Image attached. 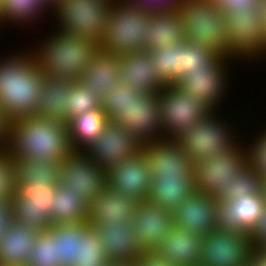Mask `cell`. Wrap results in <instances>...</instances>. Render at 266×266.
Returning a JSON list of instances; mask_svg holds the SVG:
<instances>
[{
	"instance_id": "obj_40",
	"label": "cell",
	"mask_w": 266,
	"mask_h": 266,
	"mask_svg": "<svg viewBox=\"0 0 266 266\" xmlns=\"http://www.w3.org/2000/svg\"><path fill=\"white\" fill-rule=\"evenodd\" d=\"M262 176L247 166L238 175L234 176L227 185L215 196L217 199L235 200L239 196L261 194Z\"/></svg>"
},
{
	"instance_id": "obj_48",
	"label": "cell",
	"mask_w": 266,
	"mask_h": 266,
	"mask_svg": "<svg viewBox=\"0 0 266 266\" xmlns=\"http://www.w3.org/2000/svg\"><path fill=\"white\" fill-rule=\"evenodd\" d=\"M253 248L266 246V202L255 226L249 232Z\"/></svg>"
},
{
	"instance_id": "obj_29",
	"label": "cell",
	"mask_w": 266,
	"mask_h": 266,
	"mask_svg": "<svg viewBox=\"0 0 266 266\" xmlns=\"http://www.w3.org/2000/svg\"><path fill=\"white\" fill-rule=\"evenodd\" d=\"M38 234L13 220L0 238V266H26Z\"/></svg>"
},
{
	"instance_id": "obj_13",
	"label": "cell",
	"mask_w": 266,
	"mask_h": 266,
	"mask_svg": "<svg viewBox=\"0 0 266 266\" xmlns=\"http://www.w3.org/2000/svg\"><path fill=\"white\" fill-rule=\"evenodd\" d=\"M59 183L90 205L107 186L106 171L83 150H72L59 165Z\"/></svg>"
},
{
	"instance_id": "obj_2",
	"label": "cell",
	"mask_w": 266,
	"mask_h": 266,
	"mask_svg": "<svg viewBox=\"0 0 266 266\" xmlns=\"http://www.w3.org/2000/svg\"><path fill=\"white\" fill-rule=\"evenodd\" d=\"M47 30L45 36L41 32L38 36L40 38L42 35L40 39L36 38L34 43L28 44L31 45L29 48L33 51L43 75L71 81L80 80L87 65L100 50L98 43L53 29Z\"/></svg>"
},
{
	"instance_id": "obj_11",
	"label": "cell",
	"mask_w": 266,
	"mask_h": 266,
	"mask_svg": "<svg viewBox=\"0 0 266 266\" xmlns=\"http://www.w3.org/2000/svg\"><path fill=\"white\" fill-rule=\"evenodd\" d=\"M57 185L47 183H20L12 203V219L23 227L45 232L53 225L51 212Z\"/></svg>"
},
{
	"instance_id": "obj_36",
	"label": "cell",
	"mask_w": 266,
	"mask_h": 266,
	"mask_svg": "<svg viewBox=\"0 0 266 266\" xmlns=\"http://www.w3.org/2000/svg\"><path fill=\"white\" fill-rule=\"evenodd\" d=\"M185 39L175 45L149 51L153 58V68L159 80L165 85L176 84L180 80L182 49Z\"/></svg>"
},
{
	"instance_id": "obj_39",
	"label": "cell",
	"mask_w": 266,
	"mask_h": 266,
	"mask_svg": "<svg viewBox=\"0 0 266 266\" xmlns=\"http://www.w3.org/2000/svg\"><path fill=\"white\" fill-rule=\"evenodd\" d=\"M224 57L200 44L191 43L185 40L182 49L180 79L197 69H214Z\"/></svg>"
},
{
	"instance_id": "obj_45",
	"label": "cell",
	"mask_w": 266,
	"mask_h": 266,
	"mask_svg": "<svg viewBox=\"0 0 266 266\" xmlns=\"http://www.w3.org/2000/svg\"><path fill=\"white\" fill-rule=\"evenodd\" d=\"M124 2L147 10L150 14L176 11L183 0H123Z\"/></svg>"
},
{
	"instance_id": "obj_38",
	"label": "cell",
	"mask_w": 266,
	"mask_h": 266,
	"mask_svg": "<svg viewBox=\"0 0 266 266\" xmlns=\"http://www.w3.org/2000/svg\"><path fill=\"white\" fill-rule=\"evenodd\" d=\"M88 225L53 224L47 231L58 239V259L60 266H69L77 260L78 234Z\"/></svg>"
},
{
	"instance_id": "obj_35",
	"label": "cell",
	"mask_w": 266,
	"mask_h": 266,
	"mask_svg": "<svg viewBox=\"0 0 266 266\" xmlns=\"http://www.w3.org/2000/svg\"><path fill=\"white\" fill-rule=\"evenodd\" d=\"M15 162L17 166V178L20 183L59 184V162L42 161L27 157L16 158Z\"/></svg>"
},
{
	"instance_id": "obj_16",
	"label": "cell",
	"mask_w": 266,
	"mask_h": 266,
	"mask_svg": "<svg viewBox=\"0 0 266 266\" xmlns=\"http://www.w3.org/2000/svg\"><path fill=\"white\" fill-rule=\"evenodd\" d=\"M142 143L123 126L108 121L100 136L83 151L108 171L116 164L134 158L142 150Z\"/></svg>"
},
{
	"instance_id": "obj_47",
	"label": "cell",
	"mask_w": 266,
	"mask_h": 266,
	"mask_svg": "<svg viewBox=\"0 0 266 266\" xmlns=\"http://www.w3.org/2000/svg\"><path fill=\"white\" fill-rule=\"evenodd\" d=\"M131 263L133 266H177L158 251H142Z\"/></svg>"
},
{
	"instance_id": "obj_22",
	"label": "cell",
	"mask_w": 266,
	"mask_h": 266,
	"mask_svg": "<svg viewBox=\"0 0 266 266\" xmlns=\"http://www.w3.org/2000/svg\"><path fill=\"white\" fill-rule=\"evenodd\" d=\"M137 200L106 186L90 204V225L132 224Z\"/></svg>"
},
{
	"instance_id": "obj_54",
	"label": "cell",
	"mask_w": 266,
	"mask_h": 266,
	"mask_svg": "<svg viewBox=\"0 0 266 266\" xmlns=\"http://www.w3.org/2000/svg\"><path fill=\"white\" fill-rule=\"evenodd\" d=\"M261 193L263 195L264 201L266 202V177L262 178V189Z\"/></svg>"
},
{
	"instance_id": "obj_42",
	"label": "cell",
	"mask_w": 266,
	"mask_h": 266,
	"mask_svg": "<svg viewBox=\"0 0 266 266\" xmlns=\"http://www.w3.org/2000/svg\"><path fill=\"white\" fill-rule=\"evenodd\" d=\"M26 266H60L58 239H54L48 231L39 233Z\"/></svg>"
},
{
	"instance_id": "obj_41",
	"label": "cell",
	"mask_w": 266,
	"mask_h": 266,
	"mask_svg": "<svg viewBox=\"0 0 266 266\" xmlns=\"http://www.w3.org/2000/svg\"><path fill=\"white\" fill-rule=\"evenodd\" d=\"M98 108H101V99L92 90L86 88L80 80H74L66 104L68 121L81 113Z\"/></svg>"
},
{
	"instance_id": "obj_21",
	"label": "cell",
	"mask_w": 266,
	"mask_h": 266,
	"mask_svg": "<svg viewBox=\"0 0 266 266\" xmlns=\"http://www.w3.org/2000/svg\"><path fill=\"white\" fill-rule=\"evenodd\" d=\"M171 212L175 227L196 231L202 236L216 229L217 198L214 195L195 192Z\"/></svg>"
},
{
	"instance_id": "obj_31",
	"label": "cell",
	"mask_w": 266,
	"mask_h": 266,
	"mask_svg": "<svg viewBox=\"0 0 266 266\" xmlns=\"http://www.w3.org/2000/svg\"><path fill=\"white\" fill-rule=\"evenodd\" d=\"M195 192L194 176L151 177L147 200L172 211Z\"/></svg>"
},
{
	"instance_id": "obj_20",
	"label": "cell",
	"mask_w": 266,
	"mask_h": 266,
	"mask_svg": "<svg viewBox=\"0 0 266 266\" xmlns=\"http://www.w3.org/2000/svg\"><path fill=\"white\" fill-rule=\"evenodd\" d=\"M106 180L108 187L137 201L148 198L151 177L148 163L141 152L106 171Z\"/></svg>"
},
{
	"instance_id": "obj_12",
	"label": "cell",
	"mask_w": 266,
	"mask_h": 266,
	"mask_svg": "<svg viewBox=\"0 0 266 266\" xmlns=\"http://www.w3.org/2000/svg\"><path fill=\"white\" fill-rule=\"evenodd\" d=\"M161 131L165 139H176L187 128L202 121L211 110L200 100L187 95L176 84L159 92Z\"/></svg>"
},
{
	"instance_id": "obj_53",
	"label": "cell",
	"mask_w": 266,
	"mask_h": 266,
	"mask_svg": "<svg viewBox=\"0 0 266 266\" xmlns=\"http://www.w3.org/2000/svg\"><path fill=\"white\" fill-rule=\"evenodd\" d=\"M46 5L52 9L56 4L61 3L63 0H43Z\"/></svg>"
},
{
	"instance_id": "obj_26",
	"label": "cell",
	"mask_w": 266,
	"mask_h": 266,
	"mask_svg": "<svg viewBox=\"0 0 266 266\" xmlns=\"http://www.w3.org/2000/svg\"><path fill=\"white\" fill-rule=\"evenodd\" d=\"M49 14L51 9L43 0H0V30H13L17 26L25 30H31L33 26L34 30L35 25L46 20L45 17L51 18Z\"/></svg>"
},
{
	"instance_id": "obj_34",
	"label": "cell",
	"mask_w": 266,
	"mask_h": 266,
	"mask_svg": "<svg viewBox=\"0 0 266 266\" xmlns=\"http://www.w3.org/2000/svg\"><path fill=\"white\" fill-rule=\"evenodd\" d=\"M244 106L245 107H243V109L245 108V111H243V112L246 115V119H247V114H248L249 115L248 118L250 117L249 120L251 121L250 122L247 120V122L245 123L246 125L244 126L245 130H243L242 136H241V138H243V141L245 143L246 150H247L248 166L251 167L254 171H257L262 176V178H265L266 177V123L265 122L261 123L259 121L257 123L256 122L253 123L252 122L253 119L251 120V118H252L251 115L254 113L247 111L248 108H246V106L249 107L247 105V103ZM250 113H251V115H250ZM248 122H249L250 126L253 124H255L256 126L257 125L258 126L261 125V126L259 128H257V130H256V126L253 125V127H255L254 130H252V131L247 130L249 128ZM248 131H250L249 132L250 134L248 133ZM252 132L253 133L255 132V133L252 134Z\"/></svg>"
},
{
	"instance_id": "obj_46",
	"label": "cell",
	"mask_w": 266,
	"mask_h": 266,
	"mask_svg": "<svg viewBox=\"0 0 266 266\" xmlns=\"http://www.w3.org/2000/svg\"><path fill=\"white\" fill-rule=\"evenodd\" d=\"M222 13H236L238 11H255L260 0H210Z\"/></svg>"
},
{
	"instance_id": "obj_28",
	"label": "cell",
	"mask_w": 266,
	"mask_h": 266,
	"mask_svg": "<svg viewBox=\"0 0 266 266\" xmlns=\"http://www.w3.org/2000/svg\"><path fill=\"white\" fill-rule=\"evenodd\" d=\"M144 30L145 51L165 48L185 39L183 24L176 11L151 14Z\"/></svg>"
},
{
	"instance_id": "obj_9",
	"label": "cell",
	"mask_w": 266,
	"mask_h": 266,
	"mask_svg": "<svg viewBox=\"0 0 266 266\" xmlns=\"http://www.w3.org/2000/svg\"><path fill=\"white\" fill-rule=\"evenodd\" d=\"M239 62L236 59L224 58L214 69L191 71L190 74L181 78L176 85L187 95L203 102L211 111L221 110L222 113L226 110L222 106L227 104L225 101L229 98L228 93L233 91L230 90L233 87V85L231 86L233 84L231 79L235 77L231 66L234 67L236 64L242 66L243 64Z\"/></svg>"
},
{
	"instance_id": "obj_27",
	"label": "cell",
	"mask_w": 266,
	"mask_h": 266,
	"mask_svg": "<svg viewBox=\"0 0 266 266\" xmlns=\"http://www.w3.org/2000/svg\"><path fill=\"white\" fill-rule=\"evenodd\" d=\"M121 69L120 56L99 50L87 65L80 81L102 99L119 83Z\"/></svg>"
},
{
	"instance_id": "obj_43",
	"label": "cell",
	"mask_w": 266,
	"mask_h": 266,
	"mask_svg": "<svg viewBox=\"0 0 266 266\" xmlns=\"http://www.w3.org/2000/svg\"><path fill=\"white\" fill-rule=\"evenodd\" d=\"M142 93L133 86L119 81L117 86L110 89L101 99V108L106 113L109 121H111L120 110L138 99Z\"/></svg>"
},
{
	"instance_id": "obj_19",
	"label": "cell",
	"mask_w": 266,
	"mask_h": 266,
	"mask_svg": "<svg viewBox=\"0 0 266 266\" xmlns=\"http://www.w3.org/2000/svg\"><path fill=\"white\" fill-rule=\"evenodd\" d=\"M264 204L262 193L239 196L235 200L217 199L216 229L249 233L264 209Z\"/></svg>"
},
{
	"instance_id": "obj_51",
	"label": "cell",
	"mask_w": 266,
	"mask_h": 266,
	"mask_svg": "<svg viewBox=\"0 0 266 266\" xmlns=\"http://www.w3.org/2000/svg\"><path fill=\"white\" fill-rule=\"evenodd\" d=\"M247 266H266V248H253Z\"/></svg>"
},
{
	"instance_id": "obj_18",
	"label": "cell",
	"mask_w": 266,
	"mask_h": 266,
	"mask_svg": "<svg viewBox=\"0 0 266 266\" xmlns=\"http://www.w3.org/2000/svg\"><path fill=\"white\" fill-rule=\"evenodd\" d=\"M150 177L194 176L193 163L176 139H162L142 145Z\"/></svg>"
},
{
	"instance_id": "obj_44",
	"label": "cell",
	"mask_w": 266,
	"mask_h": 266,
	"mask_svg": "<svg viewBox=\"0 0 266 266\" xmlns=\"http://www.w3.org/2000/svg\"><path fill=\"white\" fill-rule=\"evenodd\" d=\"M17 166L8 149L0 150V201L11 202L16 196Z\"/></svg>"
},
{
	"instance_id": "obj_4",
	"label": "cell",
	"mask_w": 266,
	"mask_h": 266,
	"mask_svg": "<svg viewBox=\"0 0 266 266\" xmlns=\"http://www.w3.org/2000/svg\"><path fill=\"white\" fill-rule=\"evenodd\" d=\"M220 112L211 111L202 121L187 128L176 138L193 165L222 152L241 139L243 126H245V115H241V113H244L239 112L240 116L237 114L236 117L233 115L235 113L233 110H229L230 113L227 110L222 114ZM230 116H234L236 119ZM242 116H244L243 119ZM235 120L243 121L237 123Z\"/></svg>"
},
{
	"instance_id": "obj_24",
	"label": "cell",
	"mask_w": 266,
	"mask_h": 266,
	"mask_svg": "<svg viewBox=\"0 0 266 266\" xmlns=\"http://www.w3.org/2000/svg\"><path fill=\"white\" fill-rule=\"evenodd\" d=\"M92 226L99 233L109 263H131L140 254L133 224Z\"/></svg>"
},
{
	"instance_id": "obj_23",
	"label": "cell",
	"mask_w": 266,
	"mask_h": 266,
	"mask_svg": "<svg viewBox=\"0 0 266 266\" xmlns=\"http://www.w3.org/2000/svg\"><path fill=\"white\" fill-rule=\"evenodd\" d=\"M120 81L133 86L139 92L161 91L165 85L159 80L153 68V58L149 51H136L120 56Z\"/></svg>"
},
{
	"instance_id": "obj_3",
	"label": "cell",
	"mask_w": 266,
	"mask_h": 266,
	"mask_svg": "<svg viewBox=\"0 0 266 266\" xmlns=\"http://www.w3.org/2000/svg\"><path fill=\"white\" fill-rule=\"evenodd\" d=\"M11 156L61 163L72 151L67 124L33 115L11 122Z\"/></svg>"
},
{
	"instance_id": "obj_50",
	"label": "cell",
	"mask_w": 266,
	"mask_h": 266,
	"mask_svg": "<svg viewBox=\"0 0 266 266\" xmlns=\"http://www.w3.org/2000/svg\"><path fill=\"white\" fill-rule=\"evenodd\" d=\"M12 203L0 201V238L12 223Z\"/></svg>"
},
{
	"instance_id": "obj_55",
	"label": "cell",
	"mask_w": 266,
	"mask_h": 266,
	"mask_svg": "<svg viewBox=\"0 0 266 266\" xmlns=\"http://www.w3.org/2000/svg\"><path fill=\"white\" fill-rule=\"evenodd\" d=\"M108 266H133L132 263H110Z\"/></svg>"
},
{
	"instance_id": "obj_17",
	"label": "cell",
	"mask_w": 266,
	"mask_h": 266,
	"mask_svg": "<svg viewBox=\"0 0 266 266\" xmlns=\"http://www.w3.org/2000/svg\"><path fill=\"white\" fill-rule=\"evenodd\" d=\"M133 233L139 250L157 251L162 239L173 228L172 212L148 200L138 201L132 218Z\"/></svg>"
},
{
	"instance_id": "obj_33",
	"label": "cell",
	"mask_w": 266,
	"mask_h": 266,
	"mask_svg": "<svg viewBox=\"0 0 266 266\" xmlns=\"http://www.w3.org/2000/svg\"><path fill=\"white\" fill-rule=\"evenodd\" d=\"M51 220L53 224H81L89 218L90 205L82 198V194L66 188L60 183L56 188Z\"/></svg>"
},
{
	"instance_id": "obj_6",
	"label": "cell",
	"mask_w": 266,
	"mask_h": 266,
	"mask_svg": "<svg viewBox=\"0 0 266 266\" xmlns=\"http://www.w3.org/2000/svg\"><path fill=\"white\" fill-rule=\"evenodd\" d=\"M150 16L147 10L115 0L108 25L98 43L99 49L113 56L143 51L146 38L144 27Z\"/></svg>"
},
{
	"instance_id": "obj_1",
	"label": "cell",
	"mask_w": 266,
	"mask_h": 266,
	"mask_svg": "<svg viewBox=\"0 0 266 266\" xmlns=\"http://www.w3.org/2000/svg\"><path fill=\"white\" fill-rule=\"evenodd\" d=\"M20 47L0 55V106L11 121L35 115L45 78L33 51Z\"/></svg>"
},
{
	"instance_id": "obj_32",
	"label": "cell",
	"mask_w": 266,
	"mask_h": 266,
	"mask_svg": "<svg viewBox=\"0 0 266 266\" xmlns=\"http://www.w3.org/2000/svg\"><path fill=\"white\" fill-rule=\"evenodd\" d=\"M109 118L102 108L81 113L68 121V135L72 150H84L100 136Z\"/></svg>"
},
{
	"instance_id": "obj_52",
	"label": "cell",
	"mask_w": 266,
	"mask_h": 266,
	"mask_svg": "<svg viewBox=\"0 0 266 266\" xmlns=\"http://www.w3.org/2000/svg\"><path fill=\"white\" fill-rule=\"evenodd\" d=\"M259 11L263 16H266V0H260Z\"/></svg>"
},
{
	"instance_id": "obj_7",
	"label": "cell",
	"mask_w": 266,
	"mask_h": 266,
	"mask_svg": "<svg viewBox=\"0 0 266 266\" xmlns=\"http://www.w3.org/2000/svg\"><path fill=\"white\" fill-rule=\"evenodd\" d=\"M115 0H63L51 9V27L58 32L99 43ZM54 23V25H52Z\"/></svg>"
},
{
	"instance_id": "obj_15",
	"label": "cell",
	"mask_w": 266,
	"mask_h": 266,
	"mask_svg": "<svg viewBox=\"0 0 266 266\" xmlns=\"http://www.w3.org/2000/svg\"><path fill=\"white\" fill-rule=\"evenodd\" d=\"M125 127L142 144L164 139L159 91L142 93L111 120Z\"/></svg>"
},
{
	"instance_id": "obj_5",
	"label": "cell",
	"mask_w": 266,
	"mask_h": 266,
	"mask_svg": "<svg viewBox=\"0 0 266 266\" xmlns=\"http://www.w3.org/2000/svg\"><path fill=\"white\" fill-rule=\"evenodd\" d=\"M176 12L183 24L185 40L234 59L228 53L225 14L215 4L210 0H183Z\"/></svg>"
},
{
	"instance_id": "obj_25",
	"label": "cell",
	"mask_w": 266,
	"mask_h": 266,
	"mask_svg": "<svg viewBox=\"0 0 266 266\" xmlns=\"http://www.w3.org/2000/svg\"><path fill=\"white\" fill-rule=\"evenodd\" d=\"M201 240L198 232L173 226L157 251L177 266H199Z\"/></svg>"
},
{
	"instance_id": "obj_8",
	"label": "cell",
	"mask_w": 266,
	"mask_h": 266,
	"mask_svg": "<svg viewBox=\"0 0 266 266\" xmlns=\"http://www.w3.org/2000/svg\"><path fill=\"white\" fill-rule=\"evenodd\" d=\"M224 14L228 53L243 65L261 66L266 62V24L259 8Z\"/></svg>"
},
{
	"instance_id": "obj_49",
	"label": "cell",
	"mask_w": 266,
	"mask_h": 266,
	"mask_svg": "<svg viewBox=\"0 0 266 266\" xmlns=\"http://www.w3.org/2000/svg\"><path fill=\"white\" fill-rule=\"evenodd\" d=\"M11 120L0 106V150L9 149L11 143Z\"/></svg>"
},
{
	"instance_id": "obj_10",
	"label": "cell",
	"mask_w": 266,
	"mask_h": 266,
	"mask_svg": "<svg viewBox=\"0 0 266 266\" xmlns=\"http://www.w3.org/2000/svg\"><path fill=\"white\" fill-rule=\"evenodd\" d=\"M247 166V150L241 138L233 146L193 165L195 191L216 196L223 185H227Z\"/></svg>"
},
{
	"instance_id": "obj_37",
	"label": "cell",
	"mask_w": 266,
	"mask_h": 266,
	"mask_svg": "<svg viewBox=\"0 0 266 266\" xmlns=\"http://www.w3.org/2000/svg\"><path fill=\"white\" fill-rule=\"evenodd\" d=\"M99 233L88 224L78 234L77 260L69 266H108Z\"/></svg>"
},
{
	"instance_id": "obj_30",
	"label": "cell",
	"mask_w": 266,
	"mask_h": 266,
	"mask_svg": "<svg viewBox=\"0 0 266 266\" xmlns=\"http://www.w3.org/2000/svg\"><path fill=\"white\" fill-rule=\"evenodd\" d=\"M73 81L55 77H45L42 96L35 109V115L51 121L68 124L66 104Z\"/></svg>"
},
{
	"instance_id": "obj_14",
	"label": "cell",
	"mask_w": 266,
	"mask_h": 266,
	"mask_svg": "<svg viewBox=\"0 0 266 266\" xmlns=\"http://www.w3.org/2000/svg\"><path fill=\"white\" fill-rule=\"evenodd\" d=\"M252 250L246 231L215 229L202 236L200 266H246Z\"/></svg>"
}]
</instances>
